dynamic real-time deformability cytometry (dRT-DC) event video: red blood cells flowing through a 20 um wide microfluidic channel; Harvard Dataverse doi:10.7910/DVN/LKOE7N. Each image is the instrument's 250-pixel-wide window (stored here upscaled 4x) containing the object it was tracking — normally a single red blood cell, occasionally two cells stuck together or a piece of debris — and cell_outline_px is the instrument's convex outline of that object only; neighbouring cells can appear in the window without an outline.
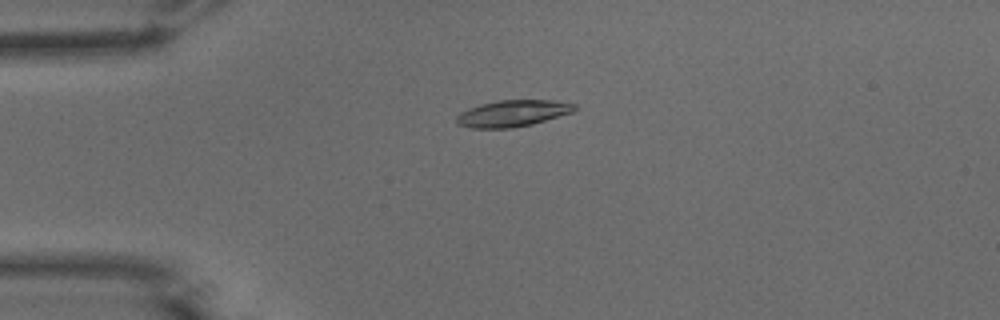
{"species": "common noctule bat (a hibernating species)", "species_latin": "Nyctalus noctula", "temperature_condition": "warm", "stored_images_in_passage": 52, "camera_frame_rate_fps": 3000, "um_per_image_px": 0.085, "animal": {"sex": "male", "body_mass_g": 15.6}, "frame": {"image": 1, "passage_image": 13, "time_ms": 4.0, "image_size_px": [1000, 320], "cell_outline_px": [[576, 108], [572, 112], [532, 124], [512, 128], [472, 128], [456, 124], [456, 116], [460, 112], [468, 108], [480, 104], [496, 100], [552, 100], [576, 104]], "centroid_in_image_um": [43.53, 9.63], "position_along_channel_um": 41.5, "area_um2": 18.26}}
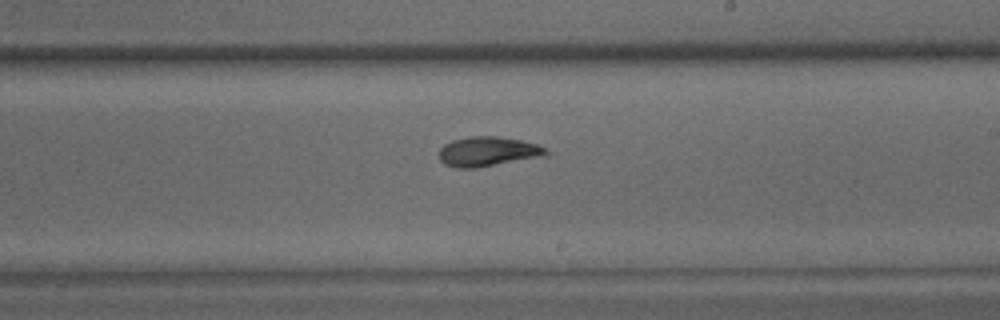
{"frame": {"image": 2, "passage_image": 31, "time_ms": 10.0, "image_size_px": [1000, 320], "cell_outline_px": [[552, 152], [548, 156], [476, 168], [456, 168], [444, 164], [440, 160], [440, 148], [444, 144], [452, 140], [468, 136], [496, 136], [520, 140], [536, 144]], "centroid_in_image_um": [41.5, 12.89], "position_along_channel_um": 247.5, "area_um2": 18.73}}
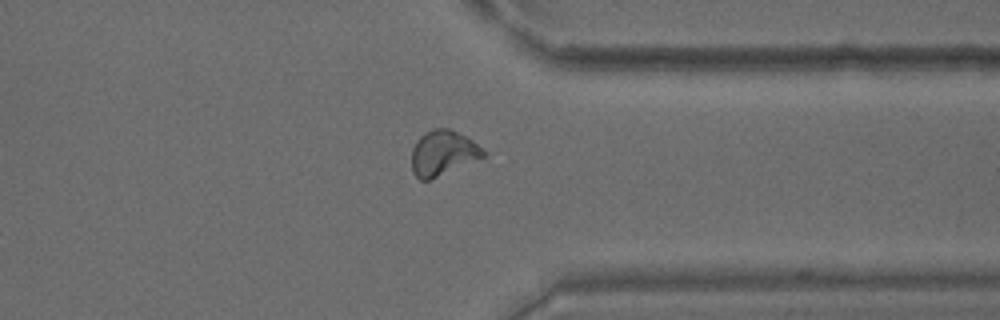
{"frame": {"image": 3, "passage_image": 41, "time_ms": 13.333, "image_size_px": [1000, 320], "cell_outline_px": [[484, 156], [432, 180], [420, 180], [412, 172], [412, 148], [416, 140], [424, 132], [432, 128], [448, 128], [472, 140], [484, 152]], "centroid_in_image_um": [37.58, 13.01], "position_along_channel_um": 373.8, "area_um2": 18.67}, "authors_computed_cell_mechanics": {"area_um2": 18.3515, "velocity_mm_per_s": 3.8663, "shape_relaxation_time_tau1_ms": 9.4095, "shape_relaxation_time_tau2_ms": 3.5879, "deformation_change_tau1": 0.2334, "deformation_change_tau2": 0.1023}}